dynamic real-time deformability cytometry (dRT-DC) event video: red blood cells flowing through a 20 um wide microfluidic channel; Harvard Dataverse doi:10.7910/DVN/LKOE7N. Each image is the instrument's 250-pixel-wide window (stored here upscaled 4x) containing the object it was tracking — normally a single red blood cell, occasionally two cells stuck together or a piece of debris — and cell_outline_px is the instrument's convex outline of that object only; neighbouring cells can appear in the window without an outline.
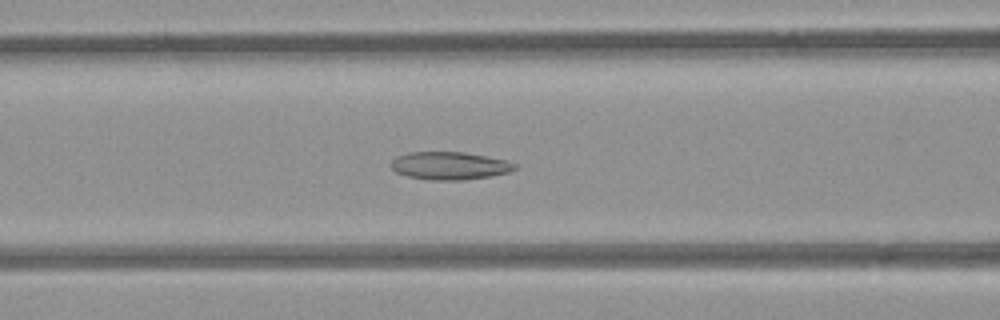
{"species": "common noctule bat (a hibernating species)", "species_latin": "Nyctalus noctula", "temperature_condition": "room temperature", "stored_images_in_passage": 44, "camera_frame_rate_fps": 3000, "um_per_image_px": 0.085, "animal": {"sex": "female", "body_mass_g": 21.9}, "frame": {"image": 1, "passage_image": 11, "time_ms": 3.333, "image_size_px": [1000, 320], "cell_outline_px": [[516, 168], [508, 172], [492, 176], [464, 180], [432, 180], [408, 176], [396, 172], [392, 168], [392, 160], [396, 156], [408, 152], [464, 152], [504, 160], [516, 164]], "centroid_in_image_um": [38.2, 14.09], "position_along_channel_um": 128.4, "area_um2": 19.88}}
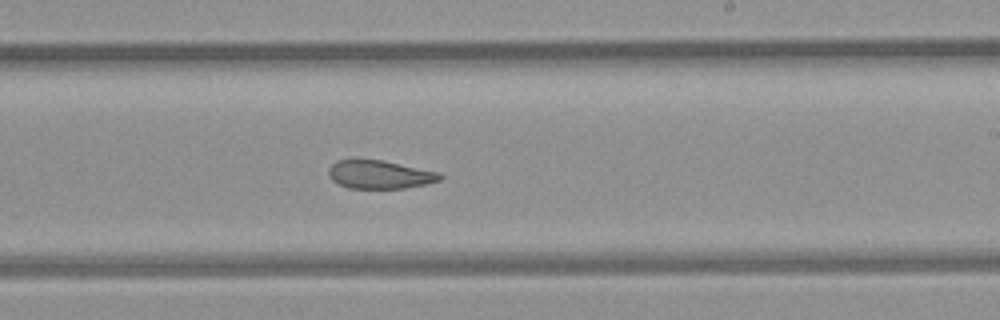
{"frame": {"image": 2, "passage_image": 21, "time_ms": 6.667, "image_size_px": [1000, 320], "cell_outline_px": [[444, 176], [440, 180], [428, 184], [404, 188], [348, 188], [332, 180], [328, 172], [328, 168], [336, 160], [352, 156], [356, 156], [384, 160], [440, 172]], "centroid_in_image_um": [32.24, 14.78], "position_along_channel_um": 256.8, "area_um2": 19.19}}
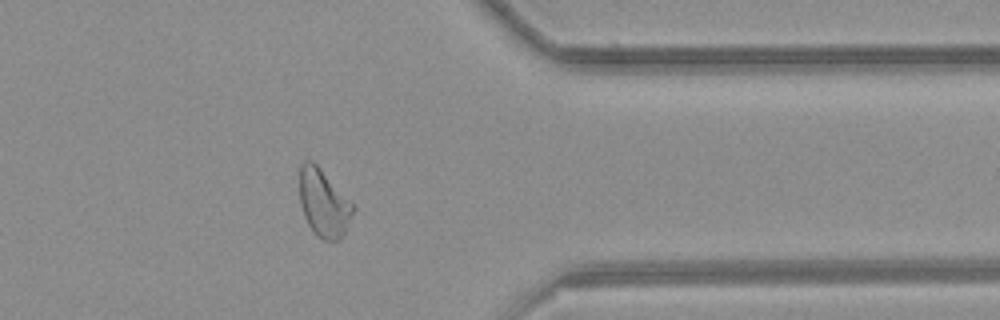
{"frame": {"image": 3, "passage_image": 32, "time_ms": 10.333, "image_size_px": [1000, 320], "cell_outline_px": [[356, 208], [340, 240], [324, 240], [316, 236], [308, 224], [304, 216], [300, 204], [300, 164], [304, 160], [312, 160], [356, 204]], "centroid_in_image_um": [27.53, 17.25], "position_along_channel_um": 383.9, "area_um2": 21.33}, "authors_computed_cell_mechanics": {"area_um2": 21.1837, "velocity_mm_per_s": 3.8592, "shape_relaxation_time_tau1_ms": null, "shape_relaxation_time_tau2_ms": 3.0149, "deformation_change_tau1": null, "deformation_change_tau2": 0.1086}}